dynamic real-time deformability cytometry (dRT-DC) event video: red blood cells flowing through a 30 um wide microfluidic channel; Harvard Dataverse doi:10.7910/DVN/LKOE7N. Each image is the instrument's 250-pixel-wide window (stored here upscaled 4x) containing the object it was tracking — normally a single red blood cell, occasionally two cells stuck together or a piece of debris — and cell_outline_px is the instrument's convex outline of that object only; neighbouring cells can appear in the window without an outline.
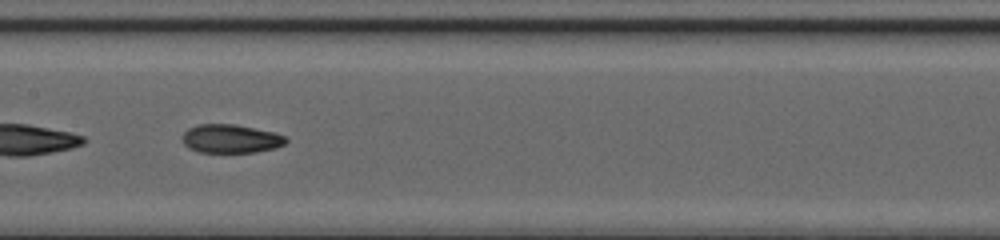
{"species": "common noctule bat (a hibernating species)", "species_latin": "Nyctalus noctula", "temperature_condition": "cold", "stored_images_in_passage": 33, "camera_frame_rate_fps": 3000, "um_per_image_px": 0.085, "animal": {"sex": "female", "body_mass_g": 20.0, "forearm_length_mm": 54.0}, "frame": {"image": 1, "passage_image": 10, "time_ms": 3.0, "image_size_px": [1000, 240], "cell_outline_px": [[288, 140], [284, 144], [276, 148], [256, 152], [200, 152], [188, 148], [184, 144], [180, 136], [188, 128], [196, 124], [236, 124], [272, 132], [284, 136]], "centroid_in_image_um": [19.57, 11.79], "position_along_channel_um": 187.8, "area_um2": 17.34}}
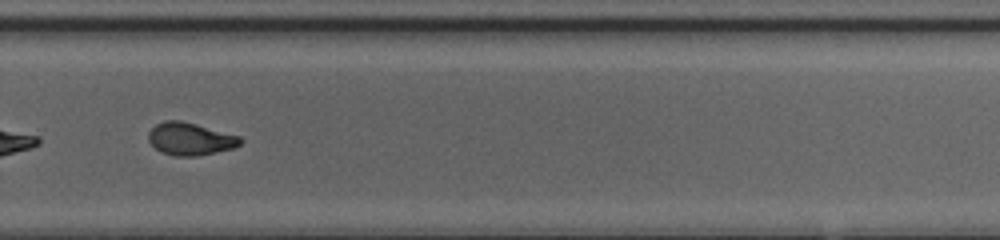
{"frame": {"image": 2, "passage_image": 19, "time_ms": 6.0, "image_size_px": [1000, 240], "cell_outline_px": [[244, 140], [240, 144], [232, 148], [216, 152], [196, 156], [176, 156], [160, 152], [148, 140], [148, 132], [156, 124], [164, 120], [180, 120], [196, 124], [240, 136]], "centroid_in_image_um": [16.16, 11.8], "position_along_channel_um": 313.6, "area_um2": 17.4}, "authors_computed_cell_mechanics": {"area_um2": 17.34, "velocity_mm_per_s": 4.2306, "shape_relaxation_time_tau1_ms": 7.4393, "shape_relaxation_time_tau2_ms": 1.0535, "deformation_change_tau1": 0.2612, "deformation_change_tau2": 0.0667}}